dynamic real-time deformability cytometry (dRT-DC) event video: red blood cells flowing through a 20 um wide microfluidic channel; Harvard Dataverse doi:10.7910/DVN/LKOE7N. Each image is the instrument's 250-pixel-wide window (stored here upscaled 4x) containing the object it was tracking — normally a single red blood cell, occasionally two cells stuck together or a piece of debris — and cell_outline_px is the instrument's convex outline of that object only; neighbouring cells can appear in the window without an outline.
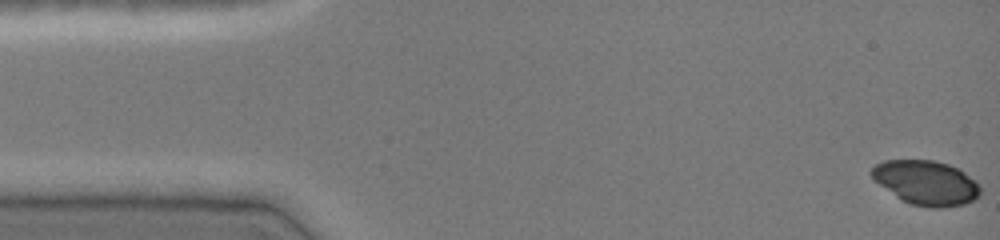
{"species": "common noctule bat (a hibernating species)", "species_latin": "Nyctalus noctula", "temperature_condition": "cold", "stored_images_in_passage": 47, "camera_frame_rate_fps": 3000, "um_per_image_px": 0.085, "animal": {"sex": "female", "body_mass_g": 19.0, "forearm_length_mm": 51.5}, "frame": {"image": 1, "passage_image": 1, "time_ms": 0.0, "image_size_px": [1000, 240], "cell_outline_px": [[980, 196], [964, 204], [944, 208], [932, 208], [912, 204], [900, 200], [880, 184], [872, 176], [872, 168], [876, 164], [884, 160], [932, 160], [948, 164], [964, 172], [980, 184]], "centroid_in_image_um": [78.75, 15.54], "position_along_channel_um": 6.3, "area_um2": 27.98}}